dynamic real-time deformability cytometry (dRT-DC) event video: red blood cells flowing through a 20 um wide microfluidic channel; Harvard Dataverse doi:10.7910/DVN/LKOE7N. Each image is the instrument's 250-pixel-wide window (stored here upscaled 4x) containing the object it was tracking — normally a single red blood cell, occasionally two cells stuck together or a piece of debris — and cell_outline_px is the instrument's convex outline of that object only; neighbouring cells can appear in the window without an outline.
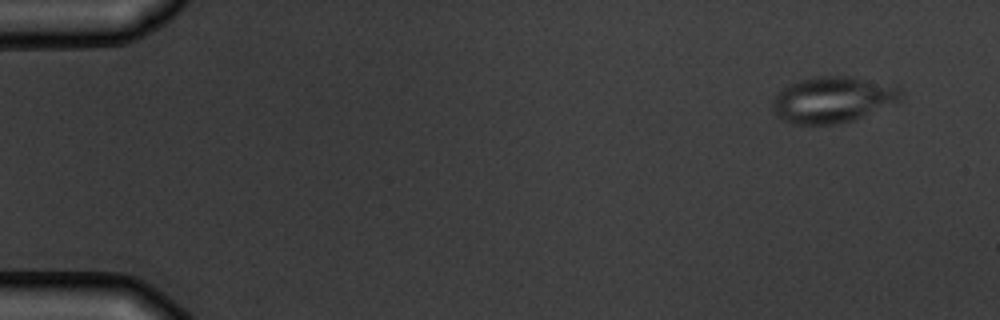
{"species": "common noctule bat (a hibernating species)", "species_latin": "Nyctalus noctula", "temperature_condition": "warm", "stored_images_in_passage": 7, "camera_frame_rate_fps": 3000, "um_per_image_px": 0.085, "animal": {"sex": "male", "body_mass_g": 19.5, "forearm_length_mm": 54.6}, "frame": {"image": 1, "passage_image": 1, "time_ms": 0.0, "image_size_px": [1000, 320], "cell_outline_px": [[904, 92], [900, 100], [852, 120], [836, 124], [792, 124], [780, 120], [776, 116], [772, 104], [772, 100], [776, 92], [788, 84], [796, 80], [812, 76], [852, 76], [900, 84]], "centroid_in_image_um": [70.78, 8.43], "position_along_channel_um": 14.2, "area_um2": 35.2}}